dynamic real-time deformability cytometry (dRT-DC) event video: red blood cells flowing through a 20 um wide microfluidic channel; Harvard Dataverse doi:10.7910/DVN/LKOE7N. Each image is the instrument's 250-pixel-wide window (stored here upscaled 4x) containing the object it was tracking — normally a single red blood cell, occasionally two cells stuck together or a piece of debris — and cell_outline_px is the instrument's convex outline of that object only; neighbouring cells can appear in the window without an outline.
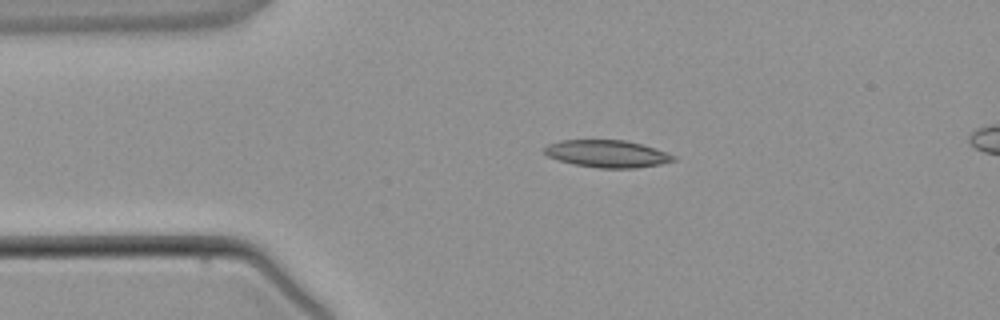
{"species": "common noctule bat (a hibernating species)", "species_latin": "Nyctalus noctula", "temperature_condition": "warm", "stored_images_in_passage": 4, "segment_of_instrument_passage": [1, 2], "camera_frame_rate_fps": 3000, "um_per_image_px": 0.085, "animal": {"sex": "male", "body_mass_g": 21.5, "forearm_length_mm": 52.0}, "frame": {"image": 1, "passage_image": 2, "time_ms": 2.333, "image_size_px": [1000, 320], "cell_outline_px": [[676, 160], [660, 164], [636, 168], [600, 168], [576, 164], [560, 160], [548, 156], [540, 148], [548, 144], [560, 140], [624, 140], [640, 144], [668, 152], [676, 156]], "centroid_in_image_um": [51.6, 13.06], "position_along_channel_um": 33.4, "area_um2": 20.46}}